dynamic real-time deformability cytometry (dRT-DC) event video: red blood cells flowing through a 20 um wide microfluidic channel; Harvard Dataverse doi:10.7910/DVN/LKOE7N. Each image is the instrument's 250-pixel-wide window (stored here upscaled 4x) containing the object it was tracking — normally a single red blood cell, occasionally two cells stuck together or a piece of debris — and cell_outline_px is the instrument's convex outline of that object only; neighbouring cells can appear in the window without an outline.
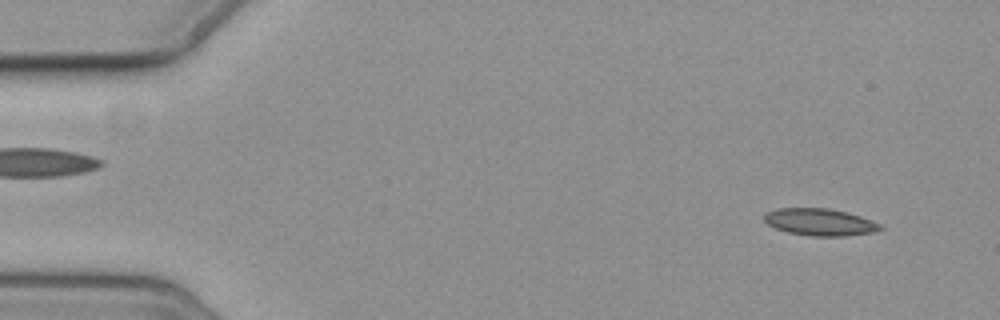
{"species": "common noctule bat (a hibernating species)", "species_latin": "Nyctalus noctula", "temperature_condition": "cold", "stored_images_in_passage": 4, "camera_frame_rate_fps": 3000, "um_per_image_px": 0.085, "animal": {"sex": "female", "body_mass_g": 19.3, "forearm_length_mm": 54.1}, "frame": {"image": 1, "passage_image": 1, "time_ms": 0.0, "image_size_px": [1000, 320], "cell_outline_px": [[884, 228], [872, 232], [844, 236], [808, 236], [788, 232], [776, 228], [768, 224], [764, 220], [764, 216], [768, 212], [776, 208], [828, 208], [848, 212], [860, 216], [880, 224]], "centroid_in_image_um": [69.68, 18.87], "position_along_channel_um": 15.3, "area_um2": 18.21}}
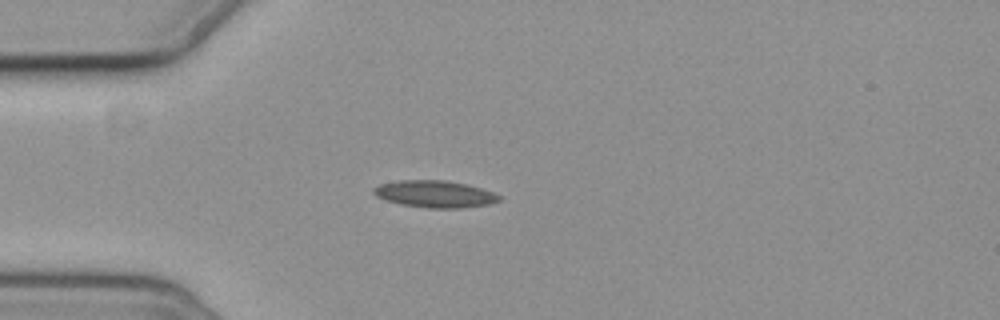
{"frame": {"image": 2, "passage_image": 4, "time_ms": 3.667, "image_size_px": [1000, 320], "cell_outline_px": [[500, 200], [488, 204], [460, 208], [428, 208], [400, 204], [376, 196], [372, 192], [372, 188], [380, 184], [400, 180], [444, 180], [468, 184], [492, 192], [500, 196]], "centroid_in_image_um": [36.94, 16.48], "position_along_channel_um": 48.1, "area_um2": 19.59}}